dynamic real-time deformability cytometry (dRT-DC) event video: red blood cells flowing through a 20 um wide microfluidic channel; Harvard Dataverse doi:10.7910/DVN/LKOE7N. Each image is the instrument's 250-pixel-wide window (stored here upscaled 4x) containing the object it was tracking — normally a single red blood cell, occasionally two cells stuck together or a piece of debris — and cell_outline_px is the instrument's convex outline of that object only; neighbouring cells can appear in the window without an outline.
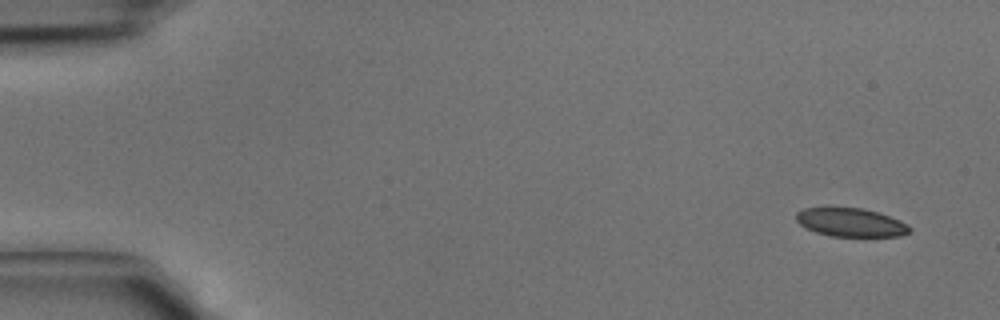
{"species": "common noctule bat (a hibernating species)", "species_latin": "Nyctalus noctula", "temperature_condition": "cold", "stored_images_in_passage": 41, "camera_frame_rate_fps": 3000, "um_per_image_px": 0.085, "animal": {"sex": "male", "body_mass_g": 15.6}, "frame": {"image": 1, "passage_image": 1, "time_ms": 0.0, "image_size_px": [1000, 320], "cell_outline_px": [[912, 232], [900, 236], [832, 236], [816, 232], [804, 228], [796, 220], [796, 212], [804, 208], [860, 208], [876, 212], [900, 220], [908, 224], [912, 228]], "centroid_in_image_um": [72.33, 18.91], "position_along_channel_um": 12.7, "area_um2": 18.79}}
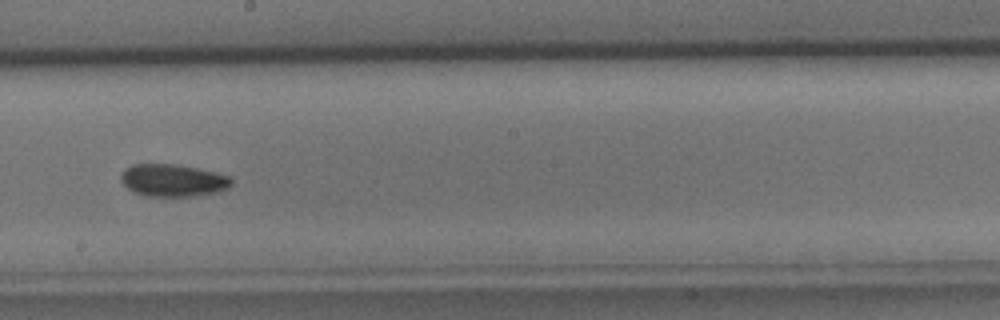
{"frame": {"image": 2, "passage_image": 23, "time_ms": 7.333, "image_size_px": [1000, 320], "cell_outline_px": [[232, 184], [228, 188], [216, 192], [192, 196], [148, 196], [132, 192], [120, 180], [120, 176], [124, 168], [132, 164], [176, 164], [216, 172], [232, 176]], "centroid_in_image_um": [14.69, 15.32], "position_along_channel_um": 233.5, "area_um2": 20.98}}
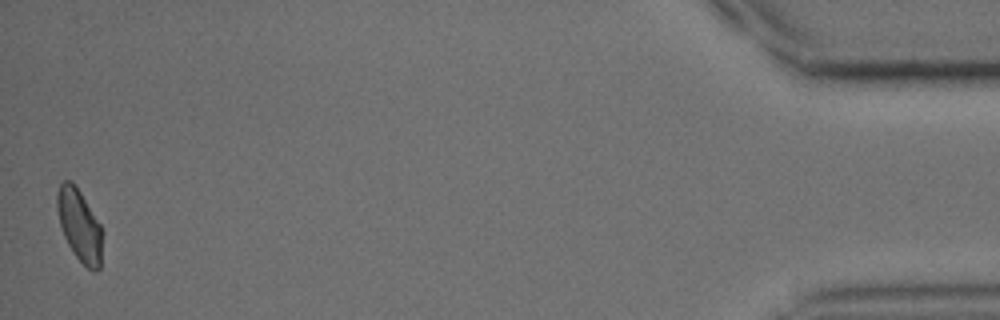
{"frame": {"image": 3, "passage_image": 41, "time_ms": 13.333, "image_size_px": [1000, 320], "cell_outline_px": [[104, 232], [100, 268], [96, 272], [88, 268], [76, 256], [68, 244], [64, 236], [60, 224], [56, 208], [56, 192], [60, 184], [64, 180], [72, 180], [80, 192], [100, 224]], "centroid_in_image_um": [6.77, 19.15], "position_along_channel_um": 428.4, "area_um2": 19.13}}